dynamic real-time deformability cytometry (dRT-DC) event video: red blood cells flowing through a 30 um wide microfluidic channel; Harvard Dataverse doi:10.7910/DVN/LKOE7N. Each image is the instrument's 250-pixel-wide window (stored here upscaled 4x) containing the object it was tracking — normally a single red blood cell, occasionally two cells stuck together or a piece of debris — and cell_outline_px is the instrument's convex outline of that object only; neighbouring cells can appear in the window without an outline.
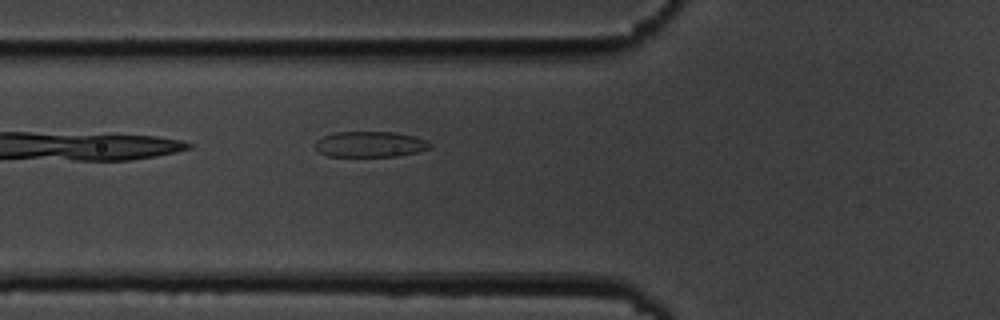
{"species": "common noctule bat (a hibernating species)", "species_latin": "Nyctalus noctula", "temperature_condition": "cold", "stored_images_in_passage": 2, "camera_frame_rate_fps": 3000, "um_per_image_px": 0.085, "animal": {"sex": "male", "body_mass_g": 19.5, "forearm_length_mm": 54.6}, "frame": {"image": 1, "passage_image": 2, "time_ms": 1.333, "image_size_px": [1000, 320], "cell_outline_px": [[432, 148], [400, 156], [328, 156], [320, 152], [312, 144], [316, 140], [324, 136], [336, 132], [396, 132], [428, 140], [432, 144]], "centroid_in_image_um": [31.47, 12.26], "position_along_channel_um": 94.3, "area_um2": 17.28}}